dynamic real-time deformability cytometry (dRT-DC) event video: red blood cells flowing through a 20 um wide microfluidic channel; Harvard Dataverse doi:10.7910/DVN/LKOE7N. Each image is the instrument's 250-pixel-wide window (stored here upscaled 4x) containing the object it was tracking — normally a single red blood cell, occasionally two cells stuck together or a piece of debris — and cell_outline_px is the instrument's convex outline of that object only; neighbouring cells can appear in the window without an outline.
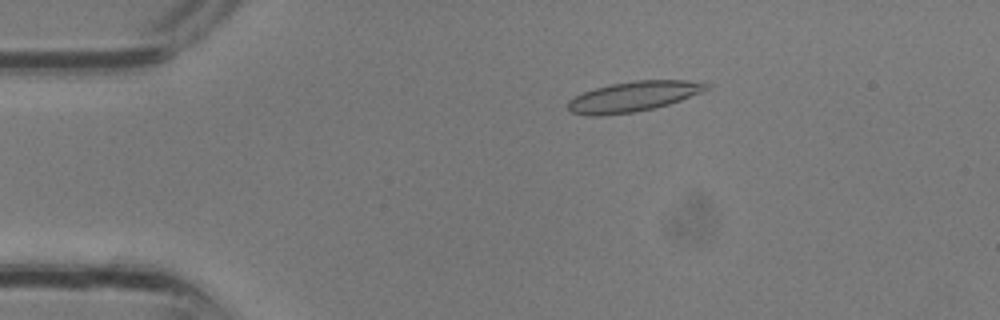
{"species": "common noctule bat (a hibernating species)", "species_latin": "Nyctalus noctula", "temperature_condition": "room temperature", "stored_images_in_passage": 3, "camera_frame_rate_fps": 3000, "um_per_image_px": 0.085, "animal": {"sex": "male", "body_mass_g": 13.3}, "frame": {"image": 1, "passage_image": 2, "time_ms": 0.333, "image_size_px": [1000, 320], "cell_outline_px": [[708, 88], [704, 92], [668, 104], [636, 112], [600, 116], [588, 116], [572, 112], [568, 108], [568, 100], [584, 92], [596, 88], [612, 84], [636, 80], [684, 80], [708, 84]], "centroid_in_image_um": [53.82, 8.21], "position_along_channel_um": 31.2, "area_um2": 24.1}}